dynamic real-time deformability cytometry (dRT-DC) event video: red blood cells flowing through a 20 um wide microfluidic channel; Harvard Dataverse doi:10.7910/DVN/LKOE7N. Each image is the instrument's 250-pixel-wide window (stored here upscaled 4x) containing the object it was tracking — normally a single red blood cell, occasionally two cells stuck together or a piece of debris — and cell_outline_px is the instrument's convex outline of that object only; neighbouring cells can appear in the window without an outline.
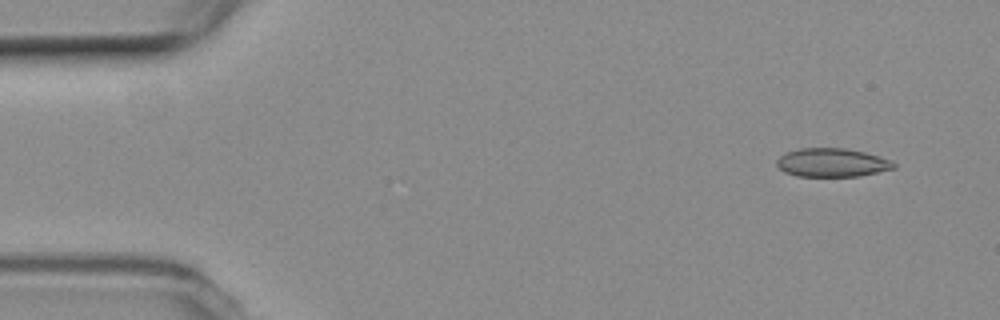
{"species": "common noctule bat (a hibernating species)", "species_latin": "Nyctalus noctula", "temperature_condition": "room temperature", "stored_images_in_passage": 53, "camera_frame_rate_fps": 3000, "um_per_image_px": 0.085, "animal": {"sex": "female", "body_mass_g": 19.3, "forearm_length_mm": 54.1}, "frame": {"image": 1, "passage_image": 1, "time_ms": 0.0, "image_size_px": [1000, 320], "cell_outline_px": [[896, 168], [860, 176], [796, 176], [784, 172], [776, 164], [776, 160], [784, 152], [800, 148], [844, 148], [864, 152], [880, 156], [892, 160], [896, 164]], "centroid_in_image_um": [70.73, 13.82], "position_along_channel_um": 14.3, "area_um2": 19.65}}
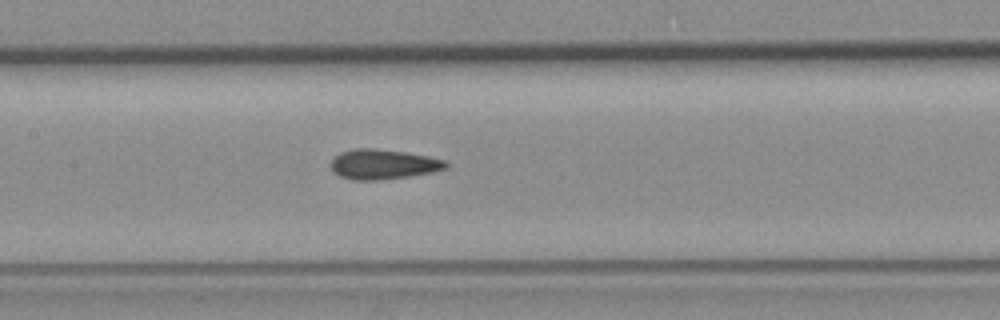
{"frame": {"image": 2, "passage_image": 23, "time_ms": 7.333, "image_size_px": [1000, 320], "cell_outline_px": [[448, 168], [432, 172], [408, 176], [380, 180], [352, 180], [340, 176], [332, 172], [332, 160], [340, 152], [356, 148], [376, 148], [404, 152], [428, 156], [444, 160], [448, 164]], "centroid_in_image_um": [32.56, 13.96], "position_along_channel_um": 174.8, "area_um2": 20.0}}
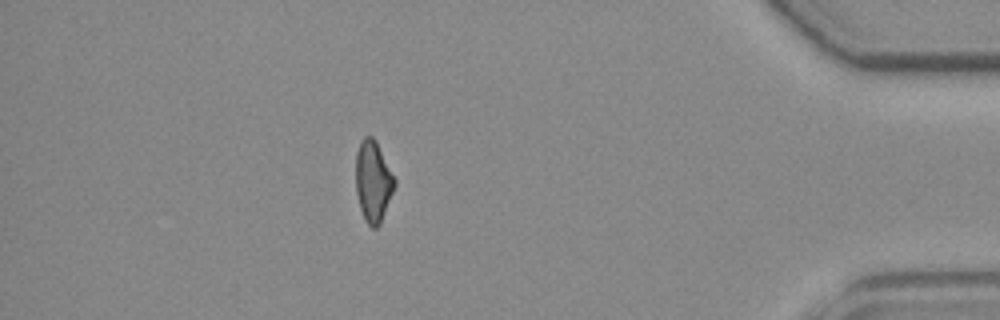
{"frame": {"image": 3, "passage_image": 46, "time_ms": 15.0, "image_size_px": [1000, 320], "cell_outline_px": [[396, 184], [380, 224], [376, 228], [372, 228], [364, 220], [360, 208], [356, 192], [356, 152], [360, 140], [364, 136], [372, 136], [376, 140], [396, 180]], "centroid_in_image_um": [31.71, 15.4], "position_along_channel_um": 403.5, "area_um2": 18.44}, "authors_computed_cell_mechanics": {"area_um2": 19.5942, "velocity_mm_per_s": 3.6344, "shape_relaxation_time_tau1_ms": null, "shape_relaxation_time_tau2_ms": 2.1599, "deformation_change_tau1": null, "deformation_change_tau2": 0.0729}}